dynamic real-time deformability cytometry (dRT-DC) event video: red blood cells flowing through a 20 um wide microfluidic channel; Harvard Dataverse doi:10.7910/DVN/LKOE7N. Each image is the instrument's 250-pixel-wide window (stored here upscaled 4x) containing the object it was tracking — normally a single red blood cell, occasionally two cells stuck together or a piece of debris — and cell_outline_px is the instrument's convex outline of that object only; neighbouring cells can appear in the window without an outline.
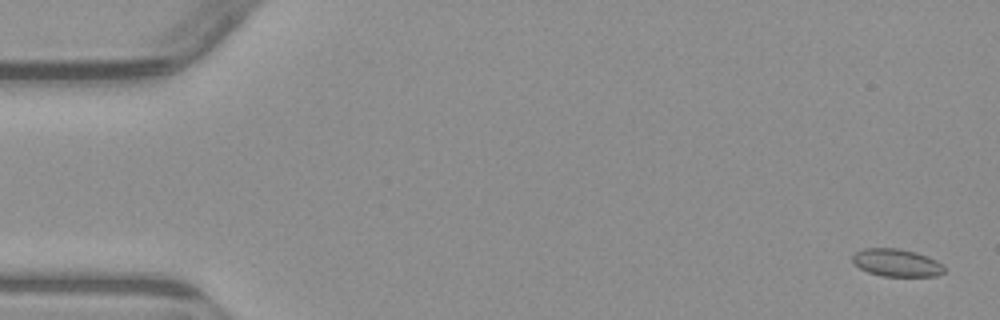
{"species": "common noctule bat (a hibernating species)", "species_latin": "Nyctalus noctula", "temperature_condition": "warm", "stored_images_in_passage": 4, "camera_frame_rate_fps": 3000, "um_per_image_px": 0.085, "animal": {"sex": "male", "body_mass_g": 23.1, "forearm_length_mm": 52.7}, "frame": {"image": 1, "passage_image": 1, "time_ms": 0.0, "image_size_px": [1000, 320], "cell_outline_px": [[944, 272], [936, 276], [880, 276], [868, 272], [852, 264], [852, 256], [856, 252], [864, 248], [896, 248], [916, 252], [928, 256], [944, 264]], "centroid_in_image_um": [76.2, 22.33], "position_along_channel_um": 8.8, "area_um2": 14.91}}
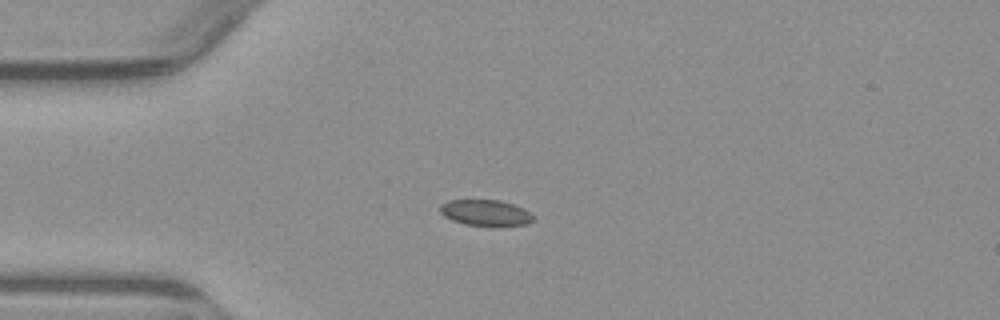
{"frame": {"image": 2, "passage_image": 3, "time_ms": 4.0, "image_size_px": [1000, 320], "cell_outline_px": [[536, 220], [528, 224], [500, 228], [496, 228], [464, 224], [452, 220], [444, 216], [440, 212], [440, 204], [448, 200], [500, 200], [524, 208], [532, 212], [536, 216]], "centroid_in_image_um": [41.37, 18.13], "position_along_channel_um": 43.6, "area_um2": 14.91}}